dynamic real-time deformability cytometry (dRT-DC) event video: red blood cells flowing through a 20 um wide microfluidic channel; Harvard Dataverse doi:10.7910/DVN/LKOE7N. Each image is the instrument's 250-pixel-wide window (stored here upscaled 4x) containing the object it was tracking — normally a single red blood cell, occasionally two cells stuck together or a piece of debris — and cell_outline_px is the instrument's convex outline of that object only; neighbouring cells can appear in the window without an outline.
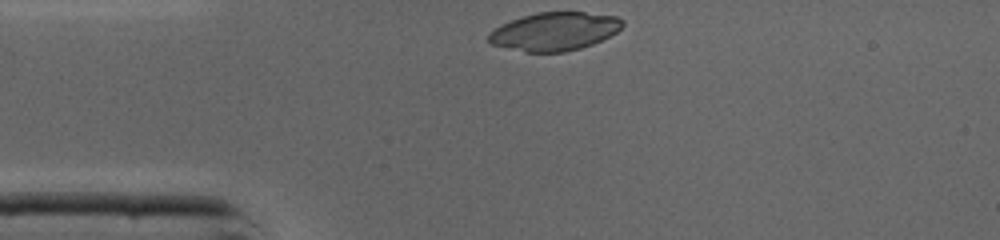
{"species": "common noctule bat (a hibernating species)", "species_latin": "Nyctalus noctula", "temperature_condition": "cold", "stored_images_in_passage": 26, "camera_frame_rate_fps": 3000, "um_per_image_px": 0.085, "animal": {"sex": "male", "body_mass_g": 19.0, "forearm_length_mm": 50.8}, "frame": {"image": 1, "passage_image": 1, "time_ms": 0.0, "image_size_px": [1000, 240], "cell_outline_px": [[624, 24], [616, 32], [592, 44], [580, 48], [564, 52], [524, 52], [492, 44], [488, 40], [488, 32], [512, 20], [536, 12], [584, 12], [616, 16], [624, 20]], "centroid_in_image_um": [47.14, 2.67], "position_along_channel_um": 37.9, "area_um2": 29.59}}
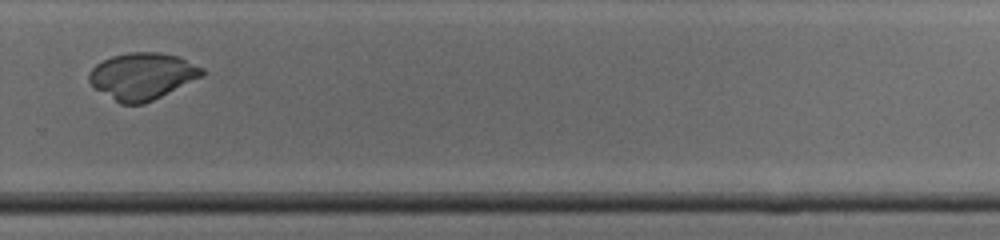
{"frame": {"image": 2, "passage_image": 22, "time_ms": 7.0, "image_size_px": [1000, 240], "cell_outline_px": [[204, 76], [144, 104], [120, 104], [96, 88], [88, 80], [88, 72], [96, 64], [112, 56], [132, 52], [160, 52], [180, 56], [204, 68]], "centroid_in_image_um": [12.13, 6.46], "position_along_channel_um": 317.7, "area_um2": 30.81}}
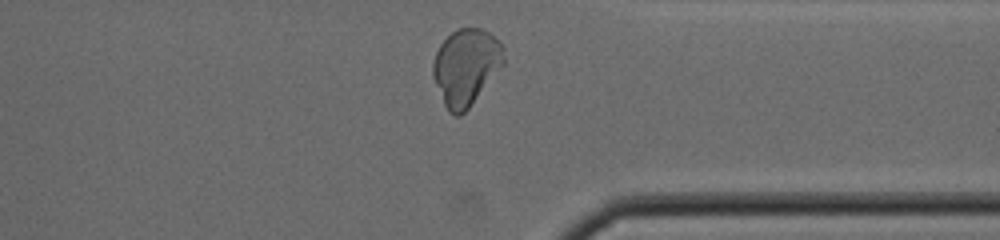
{"frame": {"image": 3, "passage_image": 26, "time_ms": 8.333, "image_size_px": [1000, 240], "cell_outline_px": [[504, 64], [468, 108], [460, 116], [456, 116], [448, 112], [444, 104], [432, 76], [432, 64], [436, 52], [440, 44], [452, 32], [460, 28], [480, 28], [488, 32], [504, 48]], "centroid_in_image_um": [39.59, 5.69], "position_along_channel_um": 371.8, "area_um2": 31.21}}